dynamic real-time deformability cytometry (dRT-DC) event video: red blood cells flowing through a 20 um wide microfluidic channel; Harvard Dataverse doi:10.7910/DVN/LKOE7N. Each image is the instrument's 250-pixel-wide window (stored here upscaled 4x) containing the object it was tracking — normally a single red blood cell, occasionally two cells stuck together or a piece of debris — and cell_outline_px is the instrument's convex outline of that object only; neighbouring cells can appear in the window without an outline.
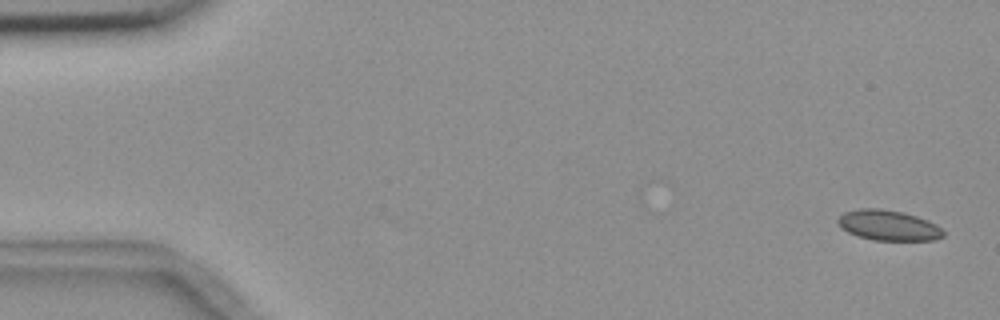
{"species": "common noctule bat (a hibernating species)", "species_latin": "Nyctalus noctula", "temperature_condition": "room temperature", "stored_images_in_passage": 5, "camera_frame_rate_fps": 3000, "um_per_image_px": 0.085, "animal": {"sex": "female", "body_mass_g": 18.4}, "frame": {"image": 1, "passage_image": 1, "time_ms": 0.0, "image_size_px": [1000, 320], "cell_outline_px": [[944, 236], [936, 240], [872, 240], [856, 236], [840, 228], [836, 220], [844, 212], [860, 208], [880, 208], [904, 212], [916, 216], [936, 224], [944, 232]], "centroid_in_image_um": [75.48, 19.15], "position_along_channel_um": 9.5, "area_um2": 18.79}}
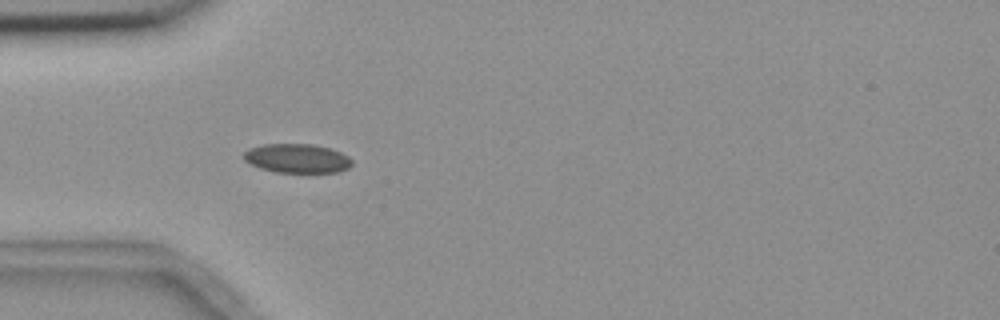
{"frame": {"image": 2, "passage_image": 4, "time_ms": 5.0, "image_size_px": [1000, 320], "cell_outline_px": [[352, 164], [348, 168], [340, 172], [276, 172], [260, 168], [244, 160], [244, 152], [248, 148], [264, 144], [312, 144], [332, 148], [348, 156], [352, 160]], "centroid_in_image_um": [25.27, 13.45], "position_along_channel_um": 59.7, "area_um2": 18.38}}